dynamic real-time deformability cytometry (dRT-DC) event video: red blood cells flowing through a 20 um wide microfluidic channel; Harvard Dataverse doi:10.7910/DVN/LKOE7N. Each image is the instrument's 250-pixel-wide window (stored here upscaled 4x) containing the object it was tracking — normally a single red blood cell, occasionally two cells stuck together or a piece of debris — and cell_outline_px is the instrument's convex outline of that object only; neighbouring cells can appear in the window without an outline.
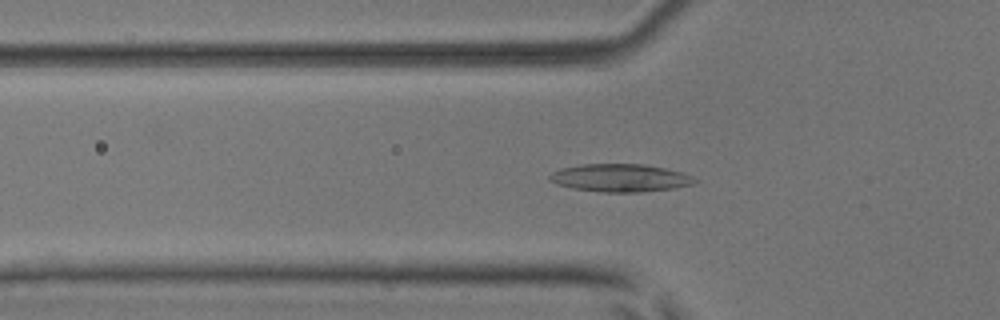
{"species": "common noctule bat (a hibernating species)", "species_latin": "Nyctalus noctula", "temperature_condition": "room temperature", "stored_images_in_passage": 53, "camera_frame_rate_fps": 3000, "um_per_image_px": 0.085, "animal": {"sex": "male", "body_mass_g": 17.9, "forearm_length_mm": 54.2}, "frame": {"image": 1, "passage_image": 18, "time_ms": 5.667, "image_size_px": [1000, 320], "cell_outline_px": [[700, 180], [696, 184], [672, 188], [640, 192], [604, 192], [572, 188], [556, 184], [548, 180], [548, 176], [552, 172], [560, 168], [580, 164], [644, 164], [664, 168], [680, 172], [692, 176]], "centroid_in_image_um": [52.7, 15.12], "position_along_channel_um": 73.1, "area_um2": 23.64}}
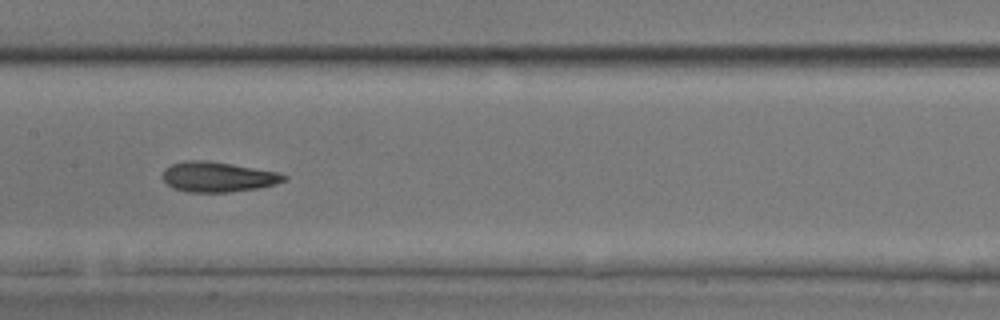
{"frame": {"image": 2, "passage_image": 27, "time_ms": 8.667, "image_size_px": [1000, 320], "cell_outline_px": [[288, 180], [276, 184], [260, 188], [228, 192], [188, 192], [172, 188], [164, 180], [164, 168], [172, 164], [184, 160], [208, 160], [232, 164], [276, 172], [288, 176]], "centroid_in_image_um": [18.53, 15.03], "position_along_channel_um": 188.9, "area_um2": 21.33}}
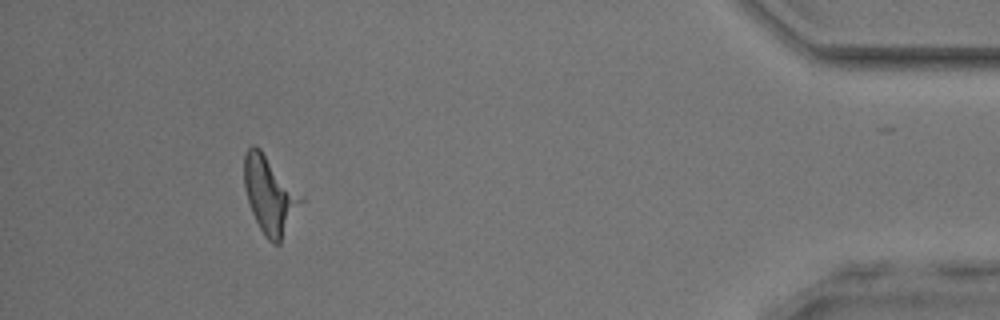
{"frame": {"image": 3, "passage_image": 49, "time_ms": 16.0, "image_size_px": [1000, 320], "cell_outline_px": [[304, 200], [280, 244], [272, 244], [264, 236], [252, 212], [244, 188], [244, 156], [248, 148], [252, 144], [256, 144], [260, 148], [304, 196]], "centroid_in_image_um": [22.95, 16.57], "position_along_channel_um": 412.3, "area_um2": 25.78}, "authors_computed_cell_mechanics": {"area_um2": 22.542, "velocity_mm_per_s": 3.856, "shape_relaxation_time_tau1_ms": 3.3665, "shape_relaxation_time_tau2_ms": null, "deformation_change_tau1": 0.1163, "deformation_change_tau2": null}}